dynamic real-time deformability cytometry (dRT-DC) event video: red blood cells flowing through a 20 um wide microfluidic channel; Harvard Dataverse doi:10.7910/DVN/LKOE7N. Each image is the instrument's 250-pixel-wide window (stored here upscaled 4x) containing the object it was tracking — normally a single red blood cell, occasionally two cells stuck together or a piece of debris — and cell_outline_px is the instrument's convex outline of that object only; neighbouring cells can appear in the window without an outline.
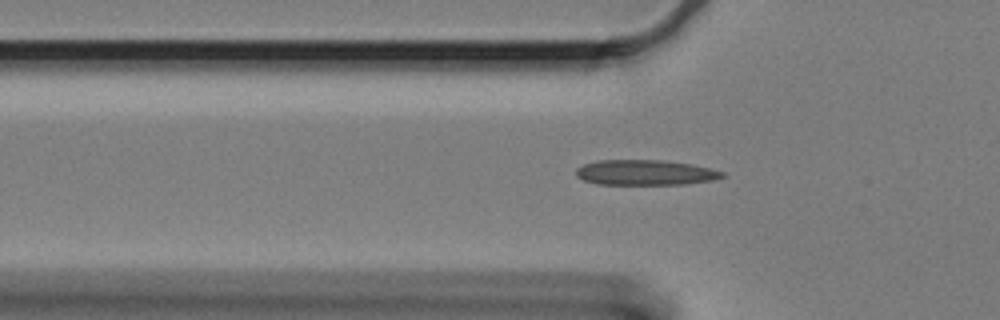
{"species": "Egyptian fruit bat (a non-hibernating species)", "species_latin": "Rousettus aegyptiacus", "temperature_condition": "cold", "stored_images_in_passage": 44, "camera_frame_rate_fps": 3000, "um_per_image_px": 0.085, "animal": {"sex": "female"}, "frame": {"image": 1, "passage_image": 3, "time_ms": 0.667, "image_size_px": [1000, 320], "cell_outline_px": [[728, 176], [712, 180], [684, 184], [596, 184], [584, 180], [576, 176], [576, 168], [584, 164], [596, 160], [664, 160], [692, 164], [724, 172]], "centroid_in_image_um": [54.84, 14.66], "position_along_channel_um": 71.0, "area_um2": 21.56}}
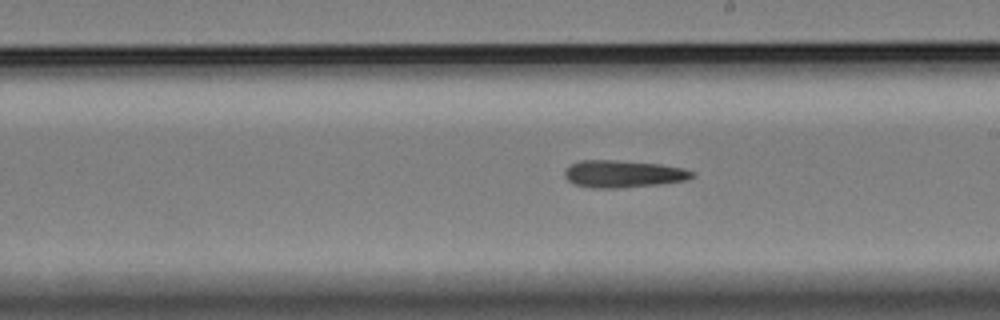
{"frame": {"image": 2, "passage_image": 18, "time_ms": 5.667, "image_size_px": [1000, 320], "cell_outline_px": [[696, 176], [688, 180], [660, 184], [620, 188], [592, 188], [572, 184], [564, 176], [564, 172], [572, 164], [580, 160], [616, 160], [660, 164], [684, 168], [696, 172]], "centroid_in_image_um": [53.01, 14.79], "position_along_channel_um": 236.0, "area_um2": 20.46}}
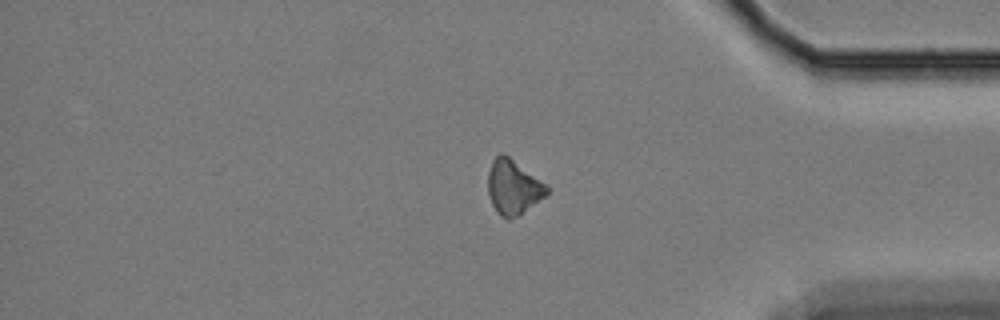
{"frame": {"image": 3, "passage_image": 34, "time_ms": 11.0, "image_size_px": [1000, 320], "cell_outline_px": [[548, 196], [516, 216], [508, 220], [500, 216], [496, 212], [492, 204], [488, 192], [488, 172], [492, 160], [500, 152], [504, 152], [548, 184]], "centroid_in_image_um": [43.64, 15.88], "position_along_channel_um": 391.6, "area_um2": 19.13}}